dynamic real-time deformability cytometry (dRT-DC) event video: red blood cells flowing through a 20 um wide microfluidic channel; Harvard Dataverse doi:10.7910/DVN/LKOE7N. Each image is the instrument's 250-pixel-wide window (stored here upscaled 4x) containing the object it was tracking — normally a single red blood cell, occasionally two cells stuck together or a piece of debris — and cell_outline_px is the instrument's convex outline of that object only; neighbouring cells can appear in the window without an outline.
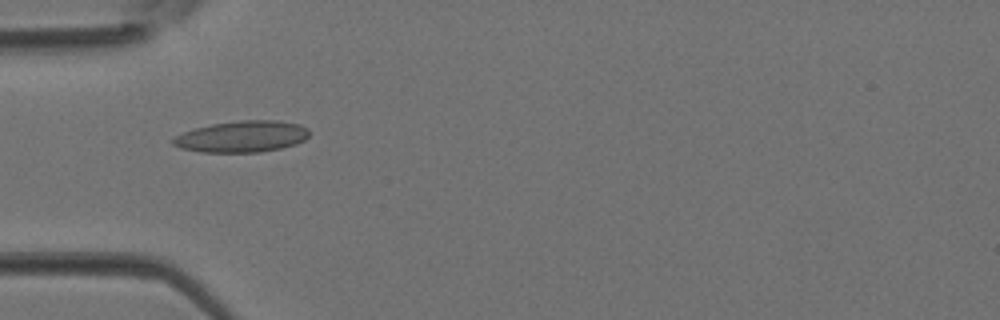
{"species": "Egyptian fruit bat (a non-hibernating species)", "species_latin": "Rousettus aegyptiacus", "temperature_condition": "room temperature", "stored_images_in_passage": 4, "camera_frame_rate_fps": 3000, "um_per_image_px": 0.085, "animal": {"sex": "female"}, "frame": {"image": 1, "passage_image": 3, "time_ms": 0.667, "image_size_px": [1000, 320], "cell_outline_px": [[308, 136], [304, 140], [296, 144], [280, 148], [260, 152], [200, 152], [180, 148], [172, 144], [172, 140], [176, 136], [184, 132], [196, 128], [212, 124], [240, 120], [276, 120], [300, 124], [308, 128]], "centroid_in_image_um": [20.58, 11.6], "position_along_channel_um": 64.4, "area_um2": 24.85}}
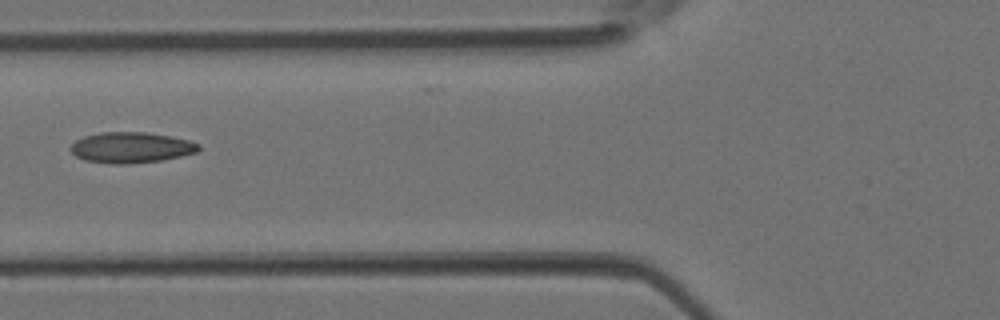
{"frame": {"image": 2, "passage_image": 4, "time_ms": 1.0, "image_size_px": [1000, 320], "cell_outline_px": [[200, 148], [196, 152], [180, 156], [160, 160], [128, 164], [116, 164], [84, 160], [76, 156], [68, 148], [76, 140], [84, 136], [100, 132], [144, 132], [172, 136], [188, 140], [200, 144]], "centroid_in_image_um": [11.12, 12.53], "position_along_channel_um": 114.7, "area_um2": 22.89}}